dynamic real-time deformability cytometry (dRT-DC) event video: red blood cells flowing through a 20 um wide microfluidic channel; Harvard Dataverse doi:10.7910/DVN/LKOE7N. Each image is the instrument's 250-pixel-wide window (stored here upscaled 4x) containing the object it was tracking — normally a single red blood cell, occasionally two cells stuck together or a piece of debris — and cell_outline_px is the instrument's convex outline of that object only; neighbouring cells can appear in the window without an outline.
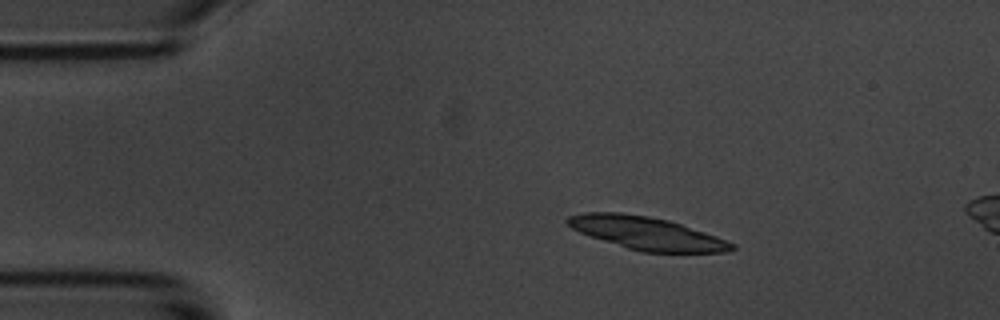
{"species": "common noctule bat (a hibernating species)", "species_latin": "Nyctalus noctula", "temperature_condition": "room temperature", "stored_images_in_passage": 4, "camera_frame_rate_fps": 3000, "um_per_image_px": 0.085, "animal": {"sex": "male", "body_mass_g": 20.1, "forearm_length_mm": 53.5}, "frame": {"image": 1, "passage_image": 2, "time_ms": 1.0, "image_size_px": [1000, 320], "cell_outline_px": [[736, 248], [728, 252], [640, 252], [580, 232], [572, 228], [564, 220], [568, 216], [584, 212], [620, 212], [648, 216], [668, 220], [716, 236], [736, 244]], "centroid_in_image_um": [54.97, 19.82], "position_along_channel_um": 30.0, "area_um2": 31.1}}